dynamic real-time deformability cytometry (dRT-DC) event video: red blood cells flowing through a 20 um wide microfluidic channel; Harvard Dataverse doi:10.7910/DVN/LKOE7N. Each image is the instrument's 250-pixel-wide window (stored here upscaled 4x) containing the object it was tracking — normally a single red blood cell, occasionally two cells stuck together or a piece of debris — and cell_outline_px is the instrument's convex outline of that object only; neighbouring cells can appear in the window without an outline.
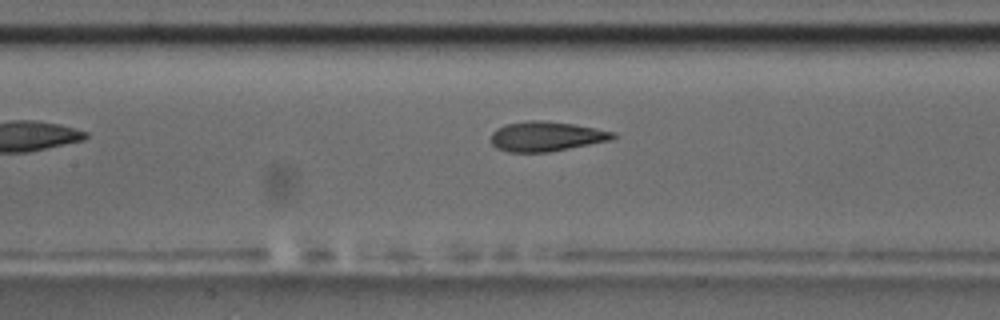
{"species": "common noctule bat (a hibernating species)", "species_latin": "Nyctalus noctula", "temperature_condition": "room temperature", "stored_images_in_passage": 33, "camera_frame_rate_fps": 3000, "um_per_image_px": 0.085, "animal": {"sex": "male", "body_mass_g": 17.5, "forearm_length_mm": 52.3}, "frame": {"image": 1, "passage_image": 10, "time_ms": 3.0, "image_size_px": [1000, 320], "cell_outline_px": [[616, 136], [612, 140], [548, 152], [508, 152], [496, 148], [492, 144], [492, 132], [496, 128], [504, 124], [528, 120], [540, 120], [572, 124], [616, 132]], "centroid_in_image_um": [46.41, 11.59], "position_along_channel_um": 161.0, "area_um2": 21.15}, "authors_computed_cell_mechanics": {"area_um2": 20.9814, "velocity_mm_per_s": 3.7067, "shape_relaxation_time_tau1_ms": 4.2654, "shape_relaxation_time_tau2_ms": 1.0772, "deformation_change_tau1": 0.1727, "deformation_change_tau2": 0.09}}